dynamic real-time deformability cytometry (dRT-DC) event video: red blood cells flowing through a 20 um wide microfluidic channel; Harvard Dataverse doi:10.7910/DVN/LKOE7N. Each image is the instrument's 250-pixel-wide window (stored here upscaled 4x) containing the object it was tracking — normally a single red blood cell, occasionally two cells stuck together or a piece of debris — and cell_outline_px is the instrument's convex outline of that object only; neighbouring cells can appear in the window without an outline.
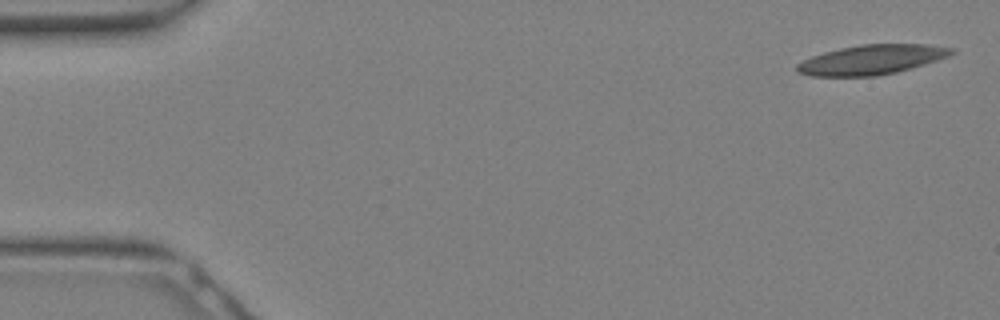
{"species": "Egyptian fruit bat (a non-hibernating species)", "species_latin": "Rousettus aegyptiacus", "temperature_condition": "warm", "stored_images_in_passage": 8, "camera_frame_rate_fps": 3000, "um_per_image_px": 0.085, "animal": {"sex": "female"}, "frame": {"image": 1, "passage_image": 1, "time_ms": 0.0, "image_size_px": [1000, 320], "cell_outline_px": [[956, 52], [948, 56], [924, 64], [896, 72], [876, 76], [812, 76], [796, 72], [796, 64], [812, 56], [824, 52], [840, 48], [860, 44], [928, 44], [952, 48]], "centroid_in_image_um": [74.06, 5.07], "position_along_channel_um": 10.9, "area_um2": 26.59}}